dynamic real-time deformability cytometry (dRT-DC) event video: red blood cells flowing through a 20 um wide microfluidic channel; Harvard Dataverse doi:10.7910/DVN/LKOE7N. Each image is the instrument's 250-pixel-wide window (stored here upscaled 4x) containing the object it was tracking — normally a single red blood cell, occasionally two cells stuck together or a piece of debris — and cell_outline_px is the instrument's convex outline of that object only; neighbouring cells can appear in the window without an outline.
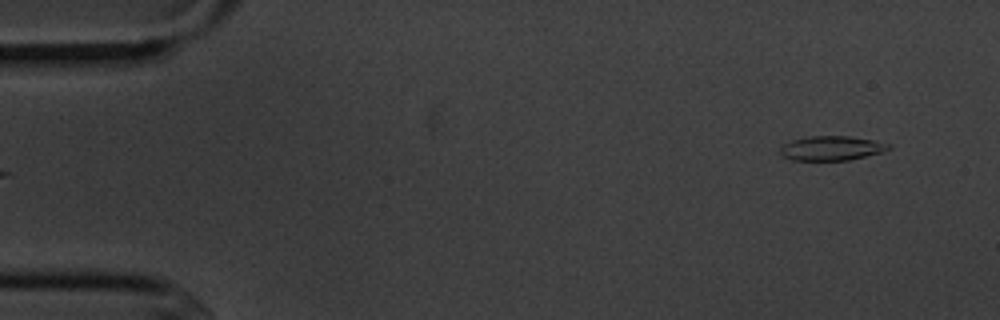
{"species": "common noctule bat (a hibernating species)", "species_latin": "Nyctalus noctula", "temperature_condition": "cold", "stored_images_in_passage": 3, "segment_of_instrument_passage": [2, 2], "camera_frame_rate_fps": 3000, "um_per_image_px": 0.085, "animal": {"sex": "male", "body_mass_g": 20.1, "forearm_length_mm": 53.5}, "frame": {"image": 1, "passage_image": 3, "time_ms": 2.333, "image_size_px": [1000, 320], "cell_outline_px": [[892, 148], [884, 152], [848, 160], [792, 160], [784, 156], [780, 152], [780, 148], [784, 144], [792, 140], [808, 136], [848, 136], [872, 140], [892, 144]], "centroid_in_image_um": [70.72, 12.59], "position_along_channel_um": 14.3, "area_um2": 15.43}}